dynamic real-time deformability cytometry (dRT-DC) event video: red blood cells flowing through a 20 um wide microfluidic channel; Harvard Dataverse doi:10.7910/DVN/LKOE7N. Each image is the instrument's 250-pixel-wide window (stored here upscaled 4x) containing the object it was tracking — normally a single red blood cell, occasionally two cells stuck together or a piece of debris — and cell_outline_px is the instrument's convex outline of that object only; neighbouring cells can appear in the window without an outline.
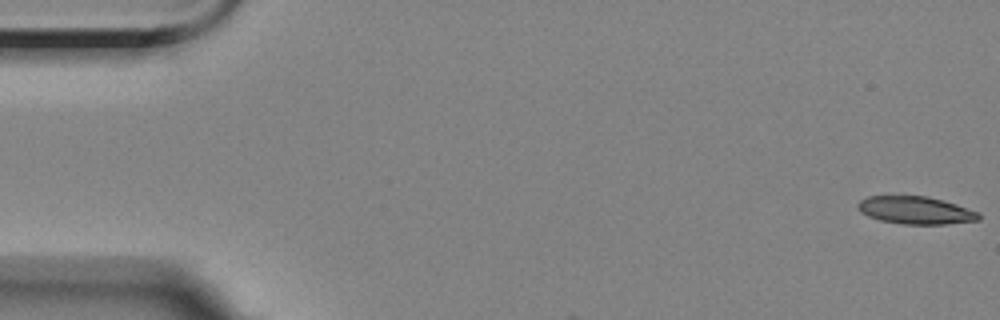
{"species": "Egyptian fruit bat (a non-hibernating species)", "species_latin": "Rousettus aegyptiacus", "temperature_condition": "room temperature", "stored_images_in_passage": 3, "camera_frame_rate_fps": 3000, "um_per_image_px": 0.085, "animal": {"sex": "female"}, "frame": {"image": 1, "passage_image": 1, "time_ms": 0.0, "image_size_px": [1000, 320], "cell_outline_px": [[980, 220], [944, 224], [904, 224], [880, 220], [868, 216], [860, 212], [856, 208], [856, 204], [860, 200], [868, 196], [928, 196], [944, 200], [980, 212]], "centroid_in_image_um": [77.82, 17.87], "position_along_channel_um": 7.2, "area_um2": 19.59}}